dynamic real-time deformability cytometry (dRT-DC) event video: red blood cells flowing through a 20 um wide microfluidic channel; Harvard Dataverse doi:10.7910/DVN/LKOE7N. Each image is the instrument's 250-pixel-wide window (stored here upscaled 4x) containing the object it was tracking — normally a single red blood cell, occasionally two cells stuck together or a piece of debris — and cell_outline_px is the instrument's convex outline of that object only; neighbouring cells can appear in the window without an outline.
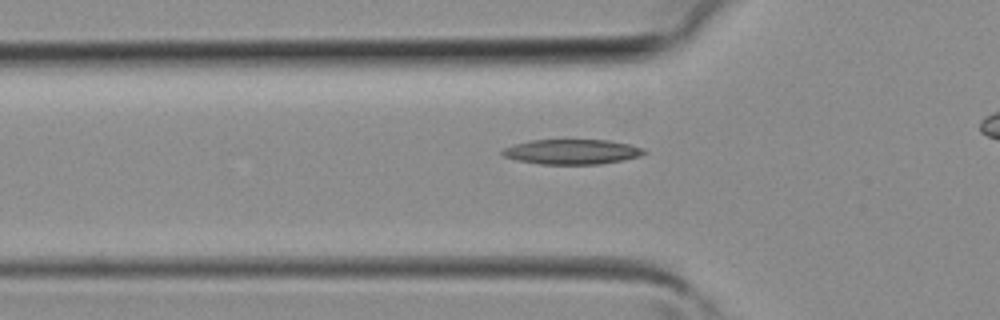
{"species": "common noctule bat (a hibernating species)", "species_latin": "Nyctalus noctula", "temperature_condition": "room temperature", "stored_images_in_passage": 21, "camera_frame_rate_fps": 3000, "um_per_image_px": 0.085, "animal": {"sex": "female", "body_mass_g": 19.3, "forearm_length_mm": 54.1}, "frame": {"image": 1, "passage_image": 2, "time_ms": 0.333, "image_size_px": [1000, 320], "cell_outline_px": [[648, 152], [640, 156], [600, 164], [540, 164], [516, 160], [504, 156], [500, 152], [504, 148], [516, 144], [532, 140], [608, 140], [628, 144], [644, 148]], "centroid_in_image_um": [48.62, 12.9], "position_along_channel_um": 77.2, "area_um2": 20.46}}
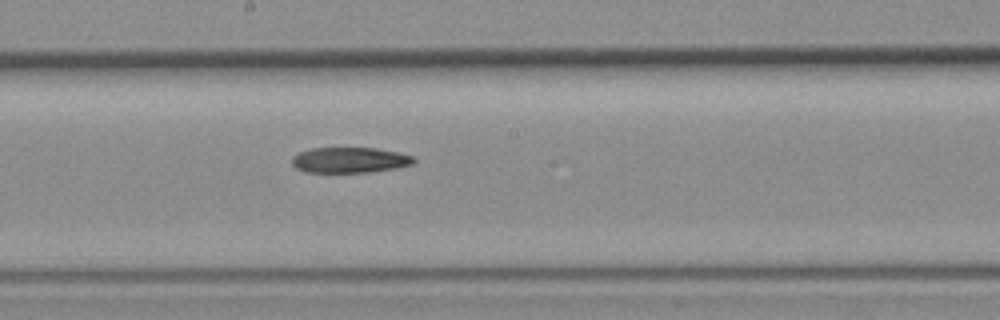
{"frame": {"image": 2, "passage_image": 10, "time_ms": 3.0, "image_size_px": [1000, 320], "cell_outline_px": [[416, 160], [412, 164], [396, 168], [368, 172], [304, 172], [296, 168], [292, 164], [292, 156], [300, 152], [312, 148], [376, 148], [396, 152], [412, 156]], "centroid_in_image_um": [29.7, 13.6], "position_along_channel_um": 218.5, "area_um2": 18.03}}
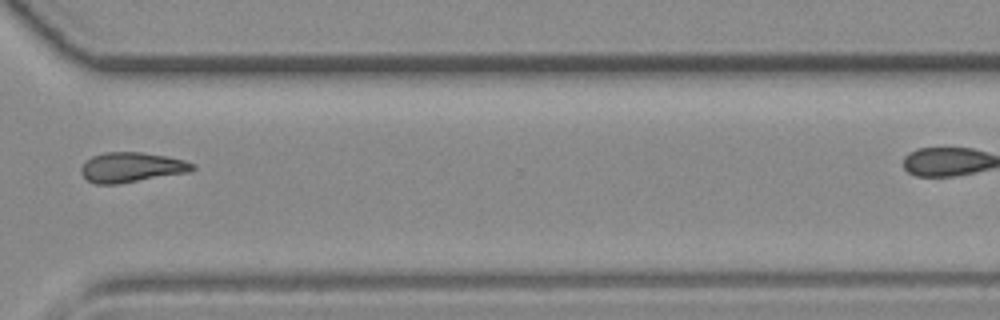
{"frame": {"image": 3, "passage_image": 18, "time_ms": 5.667, "image_size_px": [1000, 320], "cell_outline_px": [[196, 168], [188, 172], [120, 184], [96, 184], [88, 180], [80, 172], [80, 168], [84, 160], [92, 156], [104, 152], [140, 152], [164, 156], [184, 160], [196, 164]], "centroid_in_image_um": [11.15, 14.22], "position_along_channel_um": 359.4, "area_um2": 19.54}}